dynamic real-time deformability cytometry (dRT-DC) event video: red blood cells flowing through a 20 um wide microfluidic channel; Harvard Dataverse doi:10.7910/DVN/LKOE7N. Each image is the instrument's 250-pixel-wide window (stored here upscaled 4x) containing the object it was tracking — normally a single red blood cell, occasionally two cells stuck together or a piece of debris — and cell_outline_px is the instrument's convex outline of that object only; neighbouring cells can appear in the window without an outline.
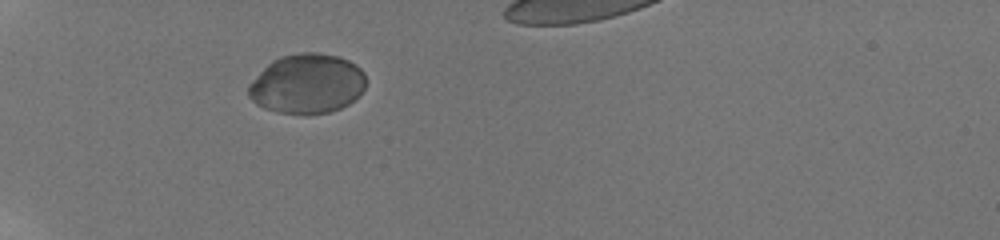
{"species": "human", "species_latin": "Homo sapiens", "temperature_condition": "room temperature", "stored_images_in_passage": 45, "camera_frame_rate_fps": 3000, "um_per_image_px": 0.085, "donor": {"sex": "male"}, "frame": {"image": 1, "passage_image": 1, "time_ms": 0.0, "image_size_px": [1000, 240], "cell_outline_px": [[364, 88], [360, 96], [348, 104], [340, 108], [328, 112], [308, 116], [304, 116], [280, 112], [264, 108], [256, 104], [248, 96], [248, 84], [272, 60], [280, 56], [300, 52], [316, 52], [340, 56], [356, 64], [364, 72]], "centroid_in_image_um": [26.1, 7.13], "position_along_channel_um": 58.9, "area_um2": 41.33}}
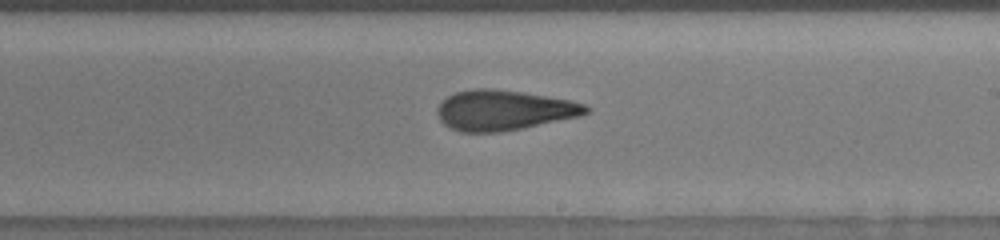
{"frame": {"image": 2, "passage_image": 21, "time_ms": 3.667, "image_size_px": [1000, 240], "cell_outline_px": [[592, 108], [588, 112], [580, 116], [524, 128], [500, 132], [460, 132], [444, 124], [440, 120], [436, 112], [436, 108], [448, 96], [456, 92], [476, 88], [492, 88], [524, 92], [568, 100], [584, 104]], "centroid_in_image_um": [42.82, 9.37], "position_along_channel_um": 246.2, "area_um2": 34.8}}
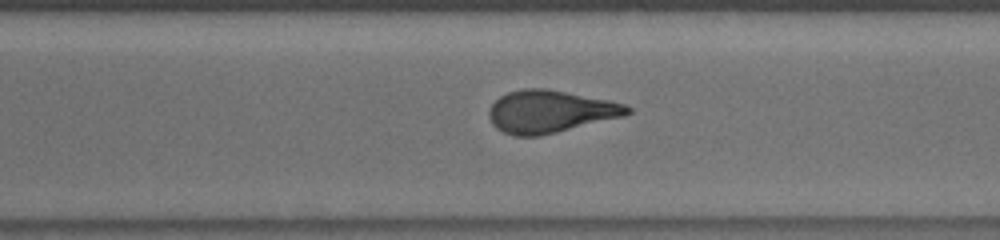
{"frame": {"image": 3, "passage_image": 29, "time_ms": 5.667, "image_size_px": [1000, 240], "cell_outline_px": [[632, 112], [624, 116], [540, 136], [512, 136], [496, 128], [492, 124], [488, 116], [488, 112], [492, 104], [500, 96], [508, 92], [524, 88], [548, 88], [608, 100], [624, 104], [632, 108]], "centroid_in_image_um": [46.74, 9.48], "position_along_channel_um": 323.9, "area_um2": 34.28}}